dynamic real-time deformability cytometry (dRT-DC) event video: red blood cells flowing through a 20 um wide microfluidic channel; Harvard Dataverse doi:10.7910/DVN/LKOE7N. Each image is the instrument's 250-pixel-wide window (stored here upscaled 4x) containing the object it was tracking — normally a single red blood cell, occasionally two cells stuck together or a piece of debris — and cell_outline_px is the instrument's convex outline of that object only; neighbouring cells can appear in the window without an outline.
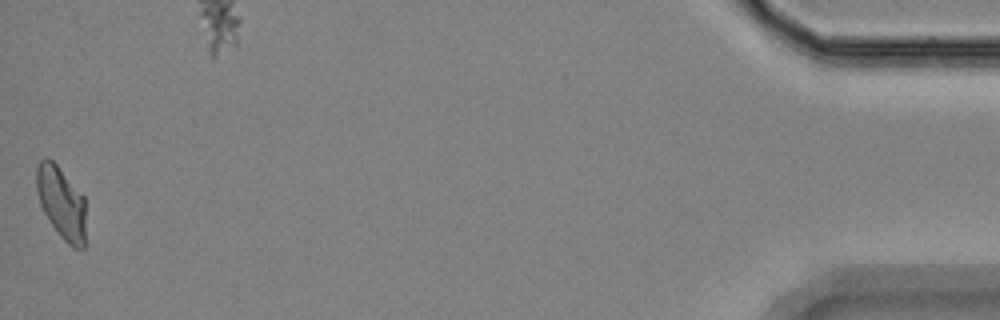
{"species": "Egyptian fruit bat (a non-hibernating species)", "species_latin": "Rousettus aegyptiacus", "temperature_condition": "room temperature", "stored_images_in_passage": 45, "camera_frame_rate_fps": 3000, "um_per_image_px": 0.085, "animal": {"sex": "female"}, "frame": {"image": 1, "passage_image": 45, "time_ms": 14.667, "image_size_px": [1000, 320], "cell_outline_px": [[88, 244], [84, 248], [72, 248], [60, 236], [48, 220], [40, 204], [36, 192], [36, 168], [40, 160], [48, 156], [56, 164], [84, 196]], "centroid_in_image_um": [5.26, 17.29], "position_along_channel_um": 429.9, "area_um2": 21.44}, "authors_computed_cell_mechanics": {"area_um2": 20.8658, "velocity_mm_per_s": 3.4413, "shape_relaxation_time_tau1_ms": 4.9889, "shape_relaxation_time_tau2_ms": 1.5579, "deformation_change_tau1": 0.1529, "deformation_change_tau2": 0.0807}}